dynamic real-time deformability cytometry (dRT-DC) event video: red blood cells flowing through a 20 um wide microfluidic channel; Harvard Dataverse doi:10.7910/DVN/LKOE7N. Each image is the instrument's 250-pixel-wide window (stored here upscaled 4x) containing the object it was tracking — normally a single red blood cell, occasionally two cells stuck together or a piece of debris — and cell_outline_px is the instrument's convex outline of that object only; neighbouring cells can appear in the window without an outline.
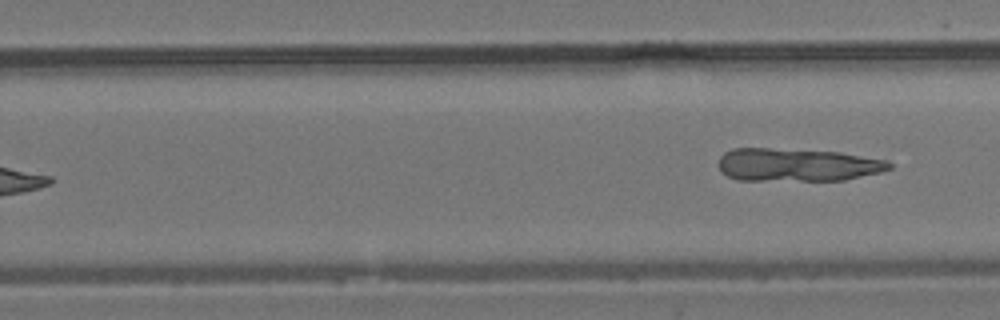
{"species": "common noctule bat (a hibernating species)", "species_latin": "Nyctalus noctula", "temperature_condition": "room temperature", "stored_images_in_passage": 9, "segment_of_instrument_passage": [2, 2], "camera_frame_rate_fps": 3000, "um_per_image_px": 0.085, "animal": {"sex": "male", "body_mass_g": 19.2, "forearm_length_mm": 51.8}, "frame": {"image": 1, "passage_image": 9, "time_ms": 10.667, "image_size_px": [1000, 320], "cell_outline_px": [[892, 168], [880, 172], [844, 180], [736, 180], [720, 172], [720, 156], [724, 152], [732, 148], [768, 148], [840, 152], [888, 160], [892, 164]], "centroid_in_image_um": [67.76, 14.01], "position_along_channel_um": 262.0, "area_um2": 32.89}}